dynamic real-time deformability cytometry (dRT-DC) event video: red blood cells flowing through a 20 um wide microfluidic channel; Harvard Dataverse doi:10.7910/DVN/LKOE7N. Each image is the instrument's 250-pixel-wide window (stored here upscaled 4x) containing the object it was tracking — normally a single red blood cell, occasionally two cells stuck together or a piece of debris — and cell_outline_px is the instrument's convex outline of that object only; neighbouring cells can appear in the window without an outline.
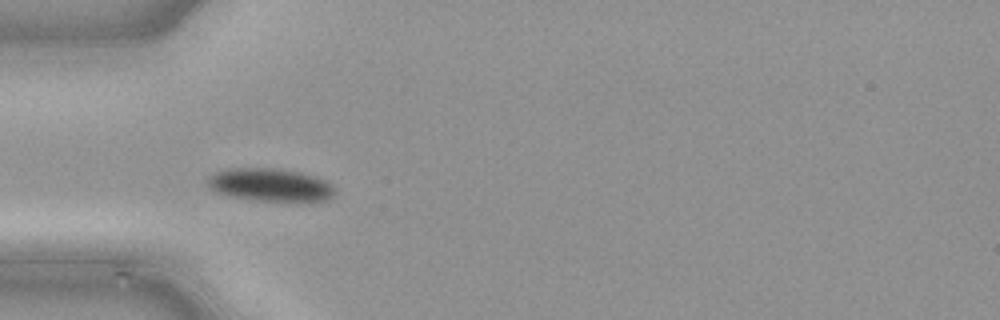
{"species": "common noctule bat (a hibernating species)", "species_latin": "Nyctalus noctula", "temperature_condition": "cold", "stored_images_in_passage": 18, "camera_frame_rate_fps": 3000, "um_per_image_px": 0.085, "animal": {"sex": "male", "body_mass_g": 21.5, "forearm_length_mm": 52.0}, "frame": {"image": 1, "passage_image": 6, "time_ms": 1.667, "image_size_px": [1000, 320], "cell_outline_px": [[332, 196], [324, 200], [308, 204], [248, 200], [216, 192], [208, 188], [208, 176], [216, 172], [228, 168], [272, 168], [300, 172], [324, 180], [332, 188]], "centroid_in_image_um": [22.94, 15.76], "position_along_channel_um": 62.1, "area_um2": 24.91}}